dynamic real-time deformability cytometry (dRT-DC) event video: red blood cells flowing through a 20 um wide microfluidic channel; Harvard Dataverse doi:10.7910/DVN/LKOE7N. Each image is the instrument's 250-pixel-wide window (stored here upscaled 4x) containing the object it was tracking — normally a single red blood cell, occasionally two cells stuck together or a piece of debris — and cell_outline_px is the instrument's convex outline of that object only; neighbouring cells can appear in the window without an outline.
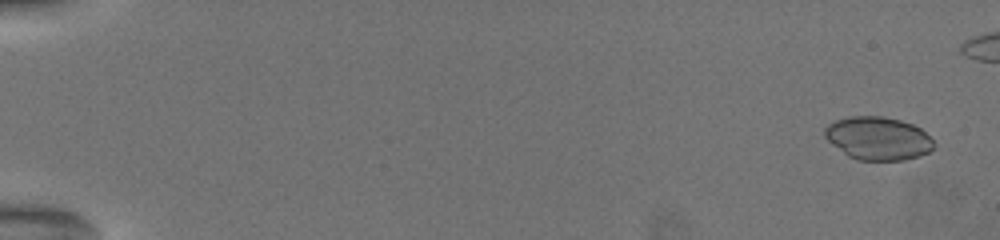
{"species": "common noctule bat (a hibernating species)", "species_latin": "Nyctalus noctula", "temperature_condition": "warm", "stored_images_in_passage": 38, "camera_frame_rate_fps": 3000, "um_per_image_px": 0.085, "animal": {"sex": "female", "body_mass_g": 19.5, "forearm_length_mm": 54.1}, "frame": {"image": 1, "passage_image": 1, "time_ms": 0.0, "image_size_px": [1000, 240], "cell_outline_px": [[932, 148], [928, 152], [920, 156], [904, 160], [856, 160], [848, 156], [832, 144], [824, 136], [824, 128], [828, 124], [836, 120], [848, 116], [880, 116], [900, 120], [912, 124], [920, 128], [932, 140]], "centroid_in_image_um": [74.59, 11.76], "position_along_channel_um": 10.4, "area_um2": 27.28}}
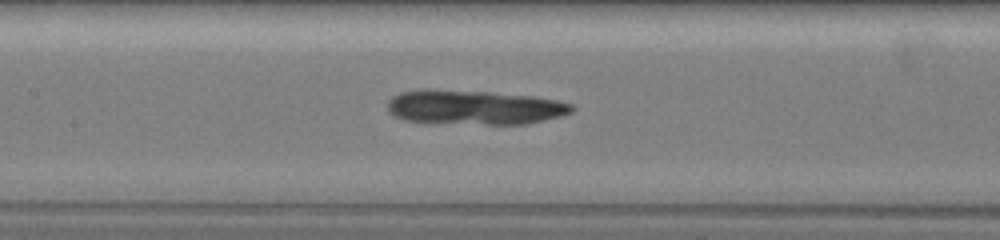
{"frame": {"image": 2, "passage_image": 20, "time_ms": 9.333, "image_size_px": [1000, 240], "cell_outline_px": [[572, 112], [560, 116], [528, 124], [432, 124], [404, 120], [396, 116], [388, 108], [388, 100], [392, 96], [400, 92], [488, 92], [532, 96], [572, 104]], "centroid_in_image_um": [40.34, 9.18], "position_along_channel_um": 167.1, "area_um2": 36.07}}
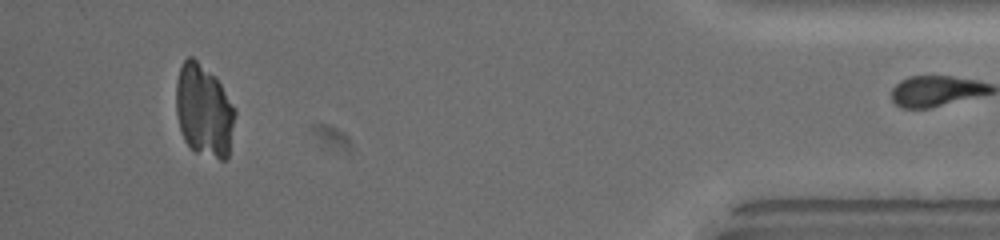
{"frame": {"image": 3, "passage_image": 37, "time_ms": 17.667, "image_size_px": [1000, 240], "cell_outline_px": [[236, 112], [228, 156], [224, 160], [220, 160], [196, 152], [184, 140], [180, 128], [176, 112], [176, 80], [180, 68], [184, 60], [188, 56], [192, 56], [216, 76]], "centroid_in_image_um": [17.32, 9.39], "position_along_channel_um": 417.9, "area_um2": 31.67}}